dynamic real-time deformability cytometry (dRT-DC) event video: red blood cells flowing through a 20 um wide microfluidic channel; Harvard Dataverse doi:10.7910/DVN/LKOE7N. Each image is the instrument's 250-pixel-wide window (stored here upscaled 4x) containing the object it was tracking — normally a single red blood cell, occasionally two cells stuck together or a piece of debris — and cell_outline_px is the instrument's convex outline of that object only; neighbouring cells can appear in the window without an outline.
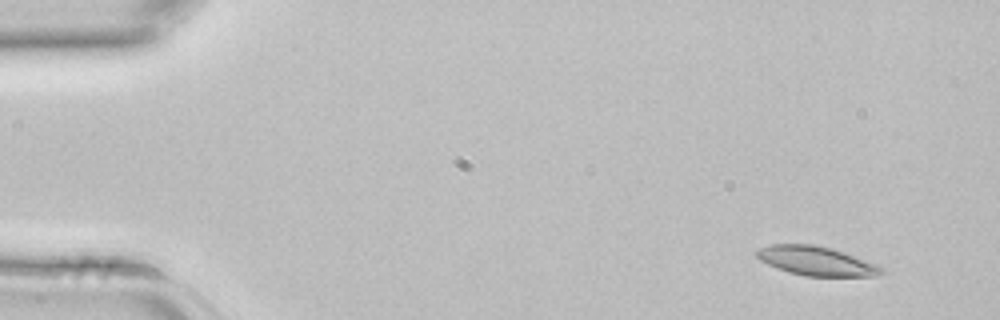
{"species": "common noctule bat (a hibernating species)", "species_latin": "Nyctalus noctula", "temperature_condition": "room temperature", "stored_images_in_passage": 3, "camera_frame_rate_fps": 3000, "um_per_image_px": 0.085, "animal": {"sex": "female", "body_mass_g": 22.7, "forearm_length_mm": 54.2}, "frame": {"image": 1, "passage_image": 1, "time_ms": 0.0, "image_size_px": [1000, 320], "cell_outline_px": [[884, 272], [876, 276], [804, 276], [788, 272], [776, 268], [760, 260], [756, 256], [756, 252], [760, 248], [772, 244], [812, 244], [832, 248], [844, 252], [876, 264], [884, 268]], "centroid_in_image_um": [69.38, 22.18], "position_along_channel_um": 15.6, "area_um2": 21.15}}
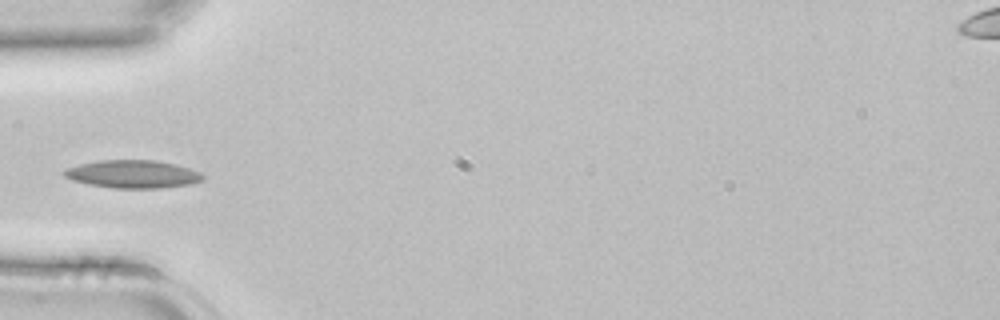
{"frame": {"image": 2, "passage_image": 3, "time_ms": 0.667, "image_size_px": [1000, 320], "cell_outline_px": [[204, 180], [192, 184], [160, 188], [112, 188], [88, 184], [72, 180], [64, 176], [60, 172], [64, 168], [80, 164], [100, 160], [156, 160], [176, 164], [200, 172], [204, 176]], "centroid_in_image_um": [11.27, 14.8], "position_along_channel_um": 73.7, "area_um2": 22.77}}